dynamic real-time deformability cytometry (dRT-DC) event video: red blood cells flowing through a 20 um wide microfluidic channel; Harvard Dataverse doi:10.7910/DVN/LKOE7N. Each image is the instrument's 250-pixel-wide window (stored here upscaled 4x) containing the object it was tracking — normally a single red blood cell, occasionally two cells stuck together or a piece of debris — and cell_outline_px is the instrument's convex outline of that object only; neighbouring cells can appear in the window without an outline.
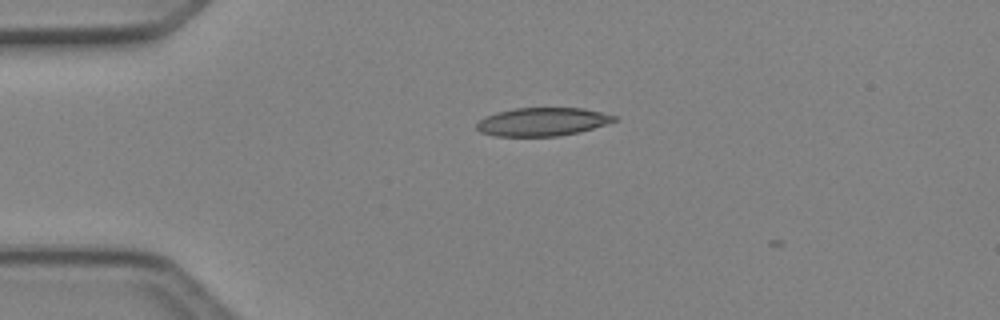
{"species": "Egyptian fruit bat (a non-hibernating species)", "species_latin": "Rousettus aegyptiacus", "temperature_condition": "cold", "stored_images_in_passage": 3, "camera_frame_rate_fps": 3000, "um_per_image_px": 0.085, "animal": {"sex": "female"}, "frame": {"image": 1, "passage_image": 2, "time_ms": 0.333, "image_size_px": [1000, 320], "cell_outline_px": [[616, 120], [580, 132], [556, 136], [496, 136], [480, 132], [476, 128], [476, 124], [484, 116], [496, 112], [512, 108], [584, 108], [616, 116]], "centroid_in_image_um": [46.05, 10.35], "position_along_channel_um": 39.0, "area_um2": 22.6}}